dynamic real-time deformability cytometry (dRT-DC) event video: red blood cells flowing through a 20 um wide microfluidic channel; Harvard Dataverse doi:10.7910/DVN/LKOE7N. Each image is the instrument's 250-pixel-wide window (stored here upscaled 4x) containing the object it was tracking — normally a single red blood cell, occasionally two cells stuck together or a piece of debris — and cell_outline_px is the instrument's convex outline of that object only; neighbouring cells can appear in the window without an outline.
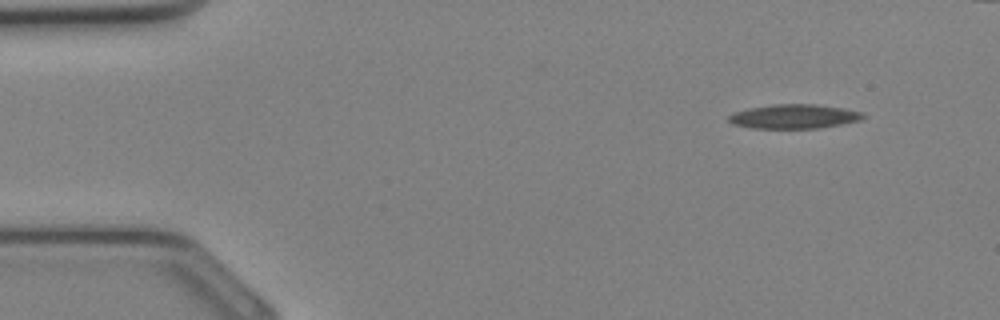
{"species": "Egyptian fruit bat (a non-hibernating species)", "species_latin": "Rousettus aegyptiacus", "temperature_condition": "cold", "stored_images_in_passage": 31, "camera_frame_rate_fps": 3000, "um_per_image_px": 0.085, "animal": {"sex": "female"}, "frame": {"image": 1, "passage_image": 1, "time_ms": 0.0, "image_size_px": [1000, 320], "cell_outline_px": [[864, 120], [820, 128], [752, 128], [732, 124], [728, 120], [728, 116], [736, 112], [748, 108], [772, 104], [816, 104], [844, 108], [864, 112]], "centroid_in_image_um": [67.54, 9.89], "position_along_channel_um": 17.5, "area_um2": 19.13}}
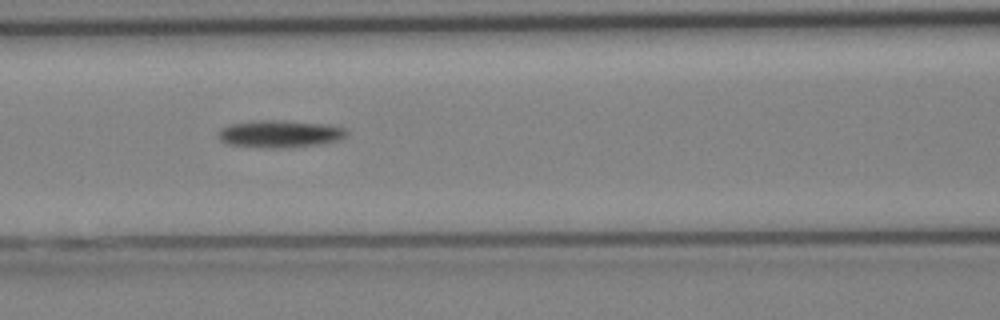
{"frame": {"image": 2, "passage_image": 12, "time_ms": 3.667, "image_size_px": [1000, 320], "cell_outline_px": [[348, 132], [340, 140], [320, 144], [276, 148], [264, 148], [228, 144], [220, 140], [216, 136], [220, 128], [228, 124], [260, 120], [280, 120], [328, 124], [344, 128]], "centroid_in_image_um": [23.74, 11.37], "position_along_channel_um": 142.9, "area_um2": 20.52}}
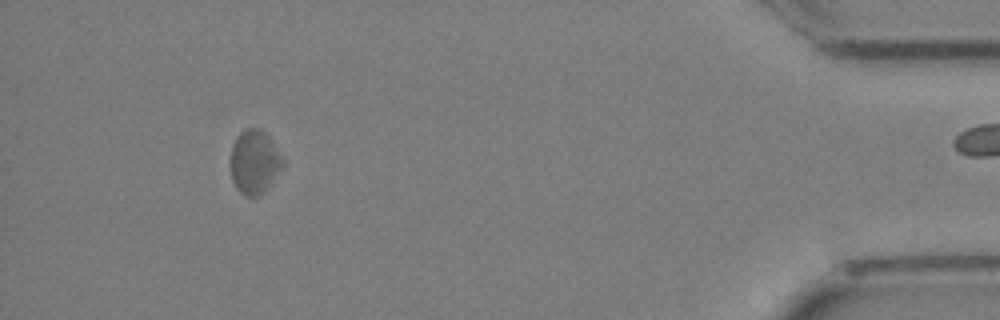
{"frame": {"image": 3, "passage_image": 29, "time_ms": 9.333, "image_size_px": [1000, 320], "cell_outline_px": [[284, 164], [260, 196], [244, 196], [236, 188], [232, 180], [228, 164], [232, 144], [236, 136], [244, 128], [260, 128], [268, 136], [284, 160]], "centroid_in_image_um": [21.56, 13.75], "position_along_channel_um": 413.6, "area_um2": 19.59}}